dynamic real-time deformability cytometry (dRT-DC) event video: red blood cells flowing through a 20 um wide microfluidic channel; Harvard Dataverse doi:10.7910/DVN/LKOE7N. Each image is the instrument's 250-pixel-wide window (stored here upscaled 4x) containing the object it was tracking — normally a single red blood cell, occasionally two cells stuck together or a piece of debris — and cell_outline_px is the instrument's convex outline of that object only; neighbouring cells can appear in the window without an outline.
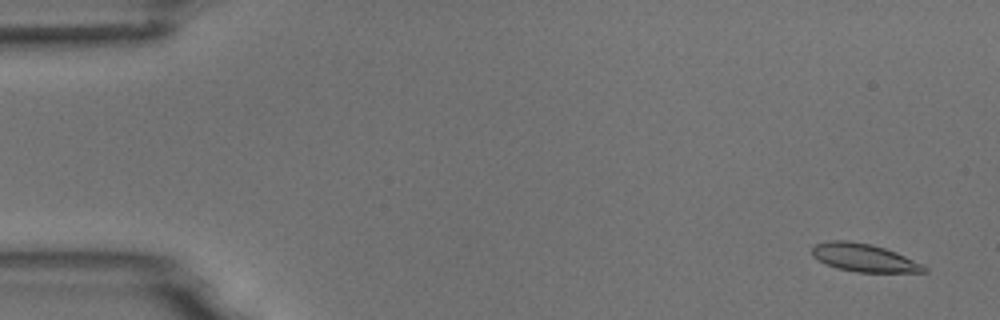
{"species": "common noctule bat (a hibernating species)", "species_latin": "Nyctalus noctula", "temperature_condition": "room temperature", "stored_images_in_passage": 55, "camera_frame_rate_fps": 3000, "um_per_image_px": 0.085, "animal": {"sex": "male", "body_mass_g": 18.8}, "frame": {"image": 1, "passage_image": 3, "time_ms": 0.667, "image_size_px": [1000, 320], "cell_outline_px": [[928, 272], [856, 272], [836, 268], [812, 256], [812, 244], [832, 240], [848, 240], [872, 244], [896, 252], [924, 264], [928, 268]], "centroid_in_image_um": [73.46, 21.9], "position_along_channel_um": 11.5, "area_um2": 18.38}}
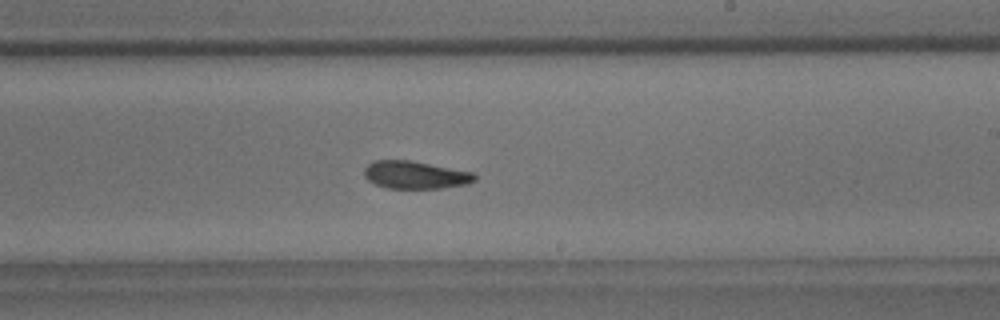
{"frame": {"image": 2, "passage_image": 33, "time_ms": 10.667, "image_size_px": [1000, 320], "cell_outline_px": [[476, 180], [468, 184], [440, 188], [388, 188], [376, 184], [368, 180], [364, 176], [364, 168], [372, 160], [408, 160], [476, 172]], "centroid_in_image_um": [35.32, 14.86], "position_along_channel_um": 253.7, "area_um2": 17.92}}
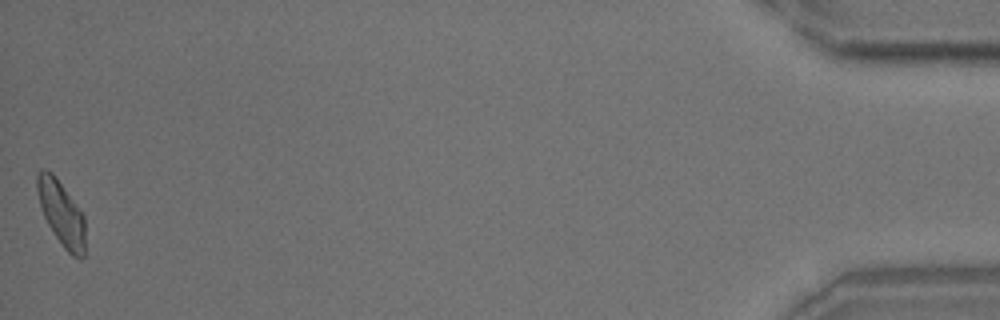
{"frame": {"image": 3, "passage_image": 55, "time_ms": 18.0, "image_size_px": [1000, 320], "cell_outline_px": [[84, 256], [80, 260], [72, 256], [64, 248], [48, 224], [44, 216], [40, 204], [36, 188], [36, 176], [40, 168], [44, 168], [52, 172], [56, 176], [84, 216]], "centroid_in_image_um": [5.2, 18.1], "position_along_channel_um": 430.0, "area_um2": 17.98}, "authors_computed_cell_mechanics": {"area_um2": 18.3226, "velocity_mm_per_s": 3.697, "shape_relaxation_time_tau1_ms": 6.5679, "shape_relaxation_time_tau2_ms": 5.3189, "deformation_change_tau1": 0.17, "deformation_change_tau2": 0.0857}}